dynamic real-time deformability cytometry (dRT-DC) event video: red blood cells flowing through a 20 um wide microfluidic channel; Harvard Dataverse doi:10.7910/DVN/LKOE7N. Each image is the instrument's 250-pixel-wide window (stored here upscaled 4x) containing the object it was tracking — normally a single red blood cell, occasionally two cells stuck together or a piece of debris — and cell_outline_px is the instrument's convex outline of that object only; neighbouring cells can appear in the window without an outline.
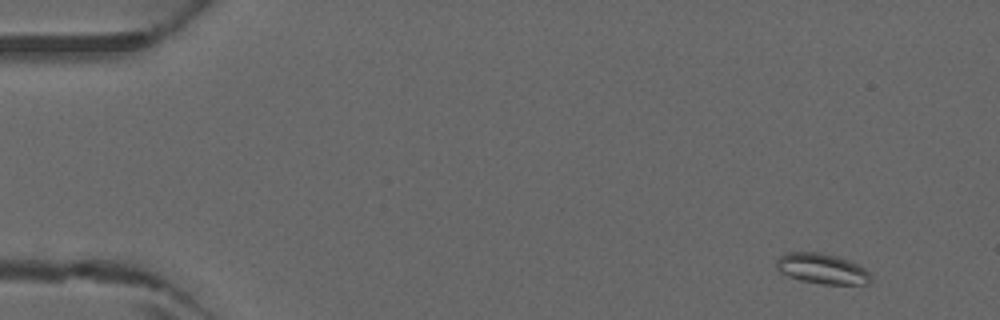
{"species": "common noctule bat (a hibernating species)", "species_latin": "Nyctalus noctula", "temperature_condition": "warm", "stored_images_in_passage": 46, "camera_frame_rate_fps": 3000, "um_per_image_px": 0.085, "animal": {"sex": "male", "forearm_length_mm": 52.5}, "frame": {"image": 1, "passage_image": 4, "time_ms": 1.0, "image_size_px": [1000, 320], "cell_outline_px": [[872, 280], [868, 284], [824, 284], [800, 280], [788, 276], [780, 272], [776, 268], [776, 260], [780, 256], [788, 252], [820, 252], [836, 256], [848, 260], [864, 268], [872, 276]], "centroid_in_image_um": [69.86, 22.84], "position_along_channel_um": 15.1, "area_um2": 16.7}}
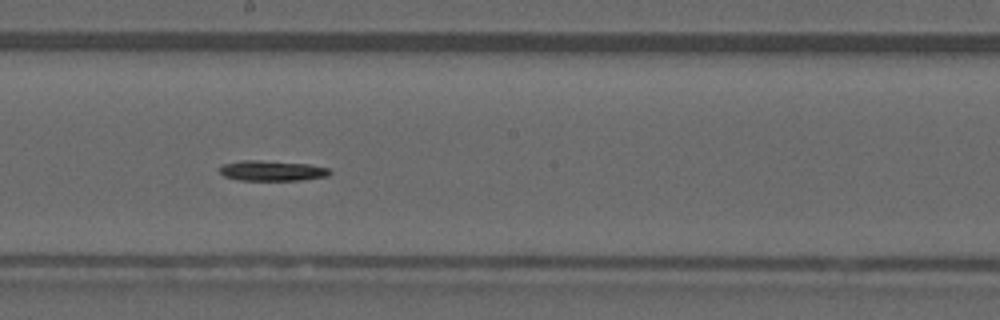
{"frame": {"image": 2, "passage_image": 26, "time_ms": 8.333, "image_size_px": [1000, 320], "cell_outline_px": [[332, 172], [328, 176], [300, 180], [236, 180], [224, 176], [220, 172], [220, 168], [224, 164], [240, 160], [260, 160], [308, 164], [328, 168]], "centroid_in_image_um": [23.11, 14.51], "position_along_channel_um": 225.1, "area_um2": 13.01}}
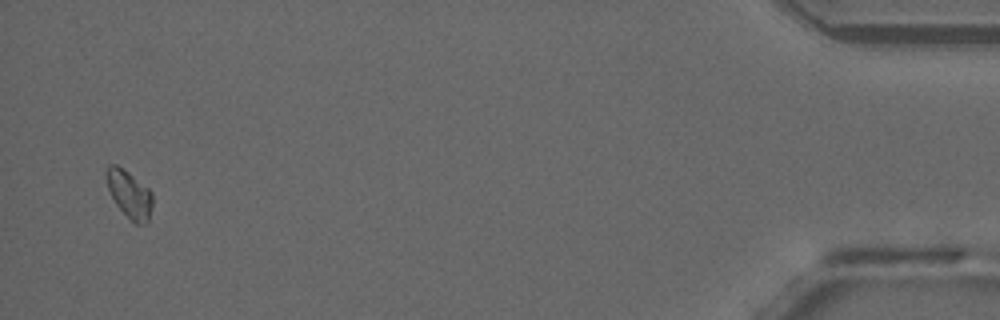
{"frame": {"image": 3, "passage_image": 45, "time_ms": 14.667, "image_size_px": [1000, 320], "cell_outline_px": [[152, 204], [148, 224], [136, 224], [116, 204], [108, 188], [104, 172], [108, 164], [116, 164], [128, 172], [148, 188], [152, 192]], "centroid_in_image_um": [10.99, 16.48], "position_along_channel_um": 424.2, "area_um2": 12.66}}